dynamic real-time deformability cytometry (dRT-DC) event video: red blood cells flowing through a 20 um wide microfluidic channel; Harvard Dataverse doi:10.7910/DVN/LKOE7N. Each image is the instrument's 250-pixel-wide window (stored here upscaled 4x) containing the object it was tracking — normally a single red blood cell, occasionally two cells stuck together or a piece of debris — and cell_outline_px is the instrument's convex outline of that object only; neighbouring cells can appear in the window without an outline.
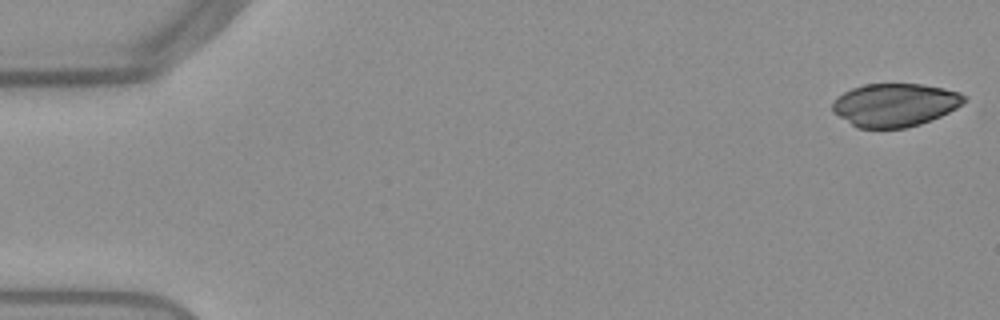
{"species": "Egyptian fruit bat (a non-hibernating species)", "species_latin": "Rousettus aegyptiacus", "temperature_condition": "warm", "stored_images_in_passage": 52, "camera_frame_rate_fps": 3000, "um_per_image_px": 0.085, "frame": {"image": 1, "passage_image": 1, "time_ms": 0.0, "image_size_px": [1000, 320], "cell_outline_px": [[968, 100], [956, 108], [940, 116], [920, 124], [904, 128], [856, 128], [832, 112], [832, 104], [836, 96], [852, 88], [864, 84], [924, 84], [944, 88], [960, 92], [968, 96]], "centroid_in_image_um": [76.07, 8.91], "position_along_channel_um": 8.9, "area_um2": 33.41}}